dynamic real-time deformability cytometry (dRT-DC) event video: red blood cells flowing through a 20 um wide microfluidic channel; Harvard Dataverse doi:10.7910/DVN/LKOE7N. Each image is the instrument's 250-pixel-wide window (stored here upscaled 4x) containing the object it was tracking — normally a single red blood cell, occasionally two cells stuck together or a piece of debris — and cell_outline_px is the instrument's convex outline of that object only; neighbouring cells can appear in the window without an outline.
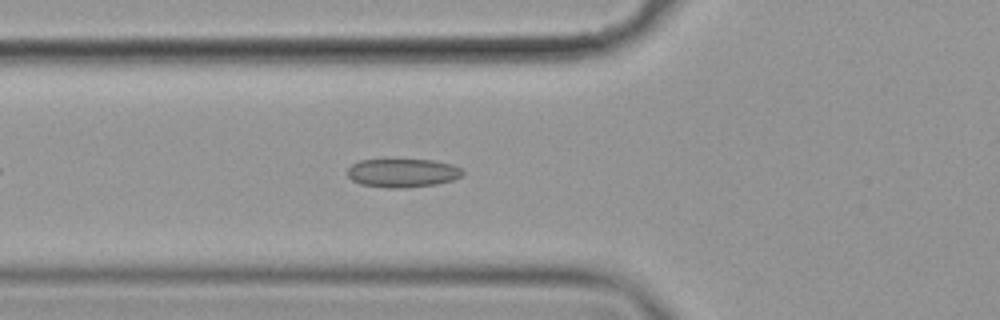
{"species": "common noctule bat (a hibernating species)", "species_latin": "Nyctalus noctula", "temperature_condition": "cold", "stored_images_in_passage": 45, "camera_frame_rate_fps": 3000, "um_per_image_px": 0.085, "animal": {"sex": "female", "body_mass_g": 19.9}, "frame": {"image": 1, "passage_image": 9, "time_ms": 2.667, "image_size_px": [1000, 320], "cell_outline_px": [[464, 172], [460, 176], [452, 180], [436, 184], [404, 188], [388, 188], [360, 184], [352, 180], [348, 176], [348, 168], [352, 164], [360, 160], [432, 160], [452, 164], [460, 168]], "centroid_in_image_um": [34.2, 14.7], "position_along_channel_um": 91.6, "area_um2": 19.07}}
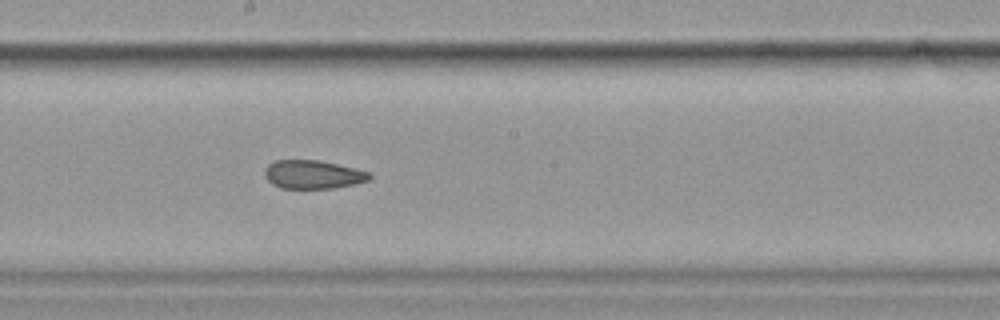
{"frame": {"image": 2, "passage_image": 20, "time_ms": 6.333, "image_size_px": [1000, 320], "cell_outline_px": [[372, 176], [368, 180], [356, 184], [336, 188], [280, 188], [272, 184], [264, 176], [264, 168], [268, 164], [276, 160], [320, 160], [356, 168], [372, 172]], "centroid_in_image_um": [26.62, 14.83], "position_along_channel_um": 221.6, "area_um2": 17.69}}
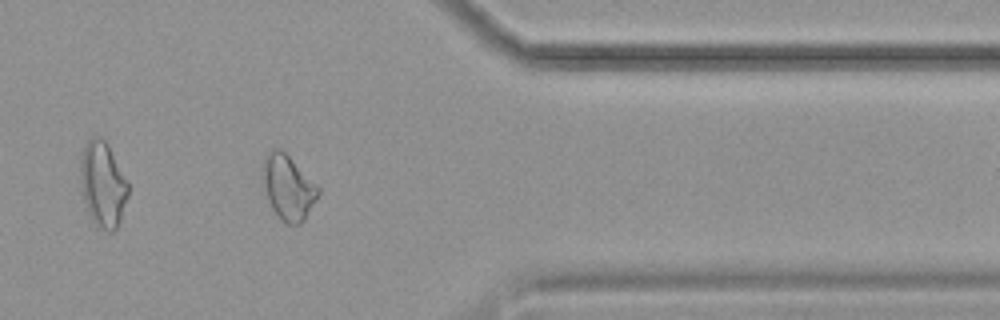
{"frame": {"image": 3, "passage_image": 35, "time_ms": 11.333, "image_size_px": [1000, 320], "cell_outline_px": [[320, 192], [304, 220], [300, 224], [288, 224], [280, 220], [272, 208], [268, 200], [264, 188], [260, 168], [268, 152], [272, 148], [280, 148], [320, 188]], "centroid_in_image_um": [24.45, 15.93], "position_along_channel_um": 386.9, "area_um2": 20.81}, "authors_computed_cell_mechanics": {"area_um2": 19.1318, "velocity_mm_per_s": 3.5349, "shape_relaxation_time_tau1_ms": null, "shape_relaxation_time_tau2_ms": 2.9515, "deformation_change_tau1": null, "deformation_change_tau2": 0.0801}}